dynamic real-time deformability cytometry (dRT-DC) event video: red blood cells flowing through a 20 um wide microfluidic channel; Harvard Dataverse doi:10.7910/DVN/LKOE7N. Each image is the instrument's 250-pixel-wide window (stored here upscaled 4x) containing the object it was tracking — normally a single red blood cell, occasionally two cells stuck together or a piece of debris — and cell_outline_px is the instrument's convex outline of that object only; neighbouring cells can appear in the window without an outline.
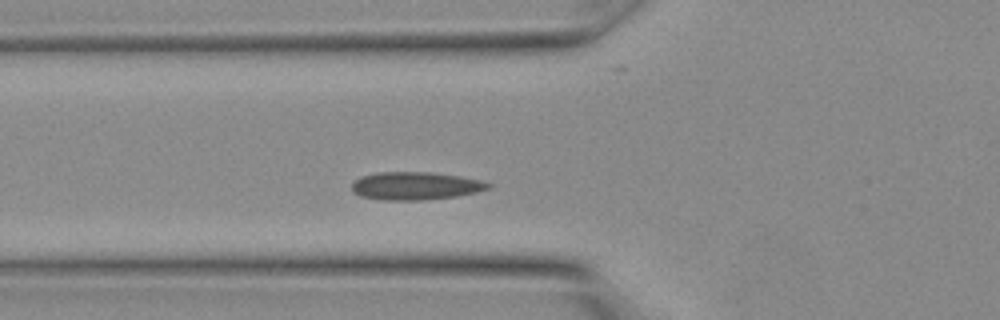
{"species": "Egyptian fruit bat (a non-hibernating species)", "species_latin": "Rousettus aegyptiacus", "temperature_condition": "warm", "stored_images_in_passage": 17, "camera_frame_rate_fps": 3000, "um_per_image_px": 0.085, "animal": {"sex": "female"}, "frame": {"image": 1, "passage_image": 6, "time_ms": 1.667, "image_size_px": [1000, 320], "cell_outline_px": [[492, 184], [488, 188], [476, 192], [456, 196], [424, 200], [380, 200], [360, 196], [352, 192], [352, 184], [360, 176], [380, 172], [432, 172], [460, 176], [480, 180]], "centroid_in_image_um": [35.28, 15.8], "position_along_channel_um": 90.5, "area_um2": 22.2}}
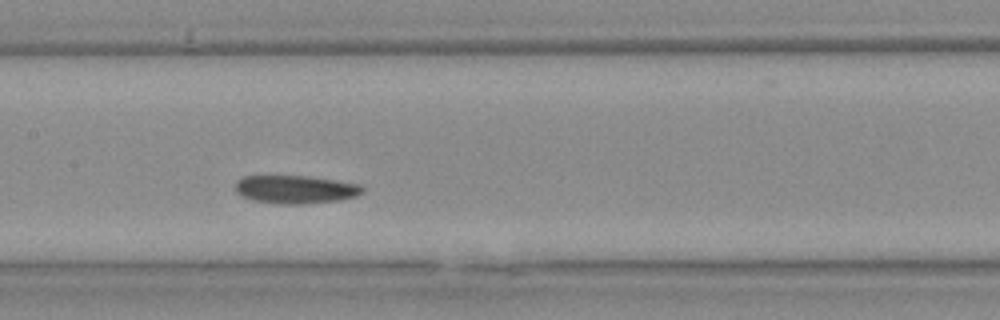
{"frame": {"image": 2, "passage_image": 10, "time_ms": 3.0, "image_size_px": [1000, 320], "cell_outline_px": [[364, 192], [356, 196], [340, 200], [300, 204], [284, 204], [252, 200], [236, 192], [236, 180], [244, 176], [308, 176], [360, 184], [364, 188]], "centroid_in_image_um": [25.14, 16.09], "position_along_channel_um": 182.3, "area_um2": 20.75}}
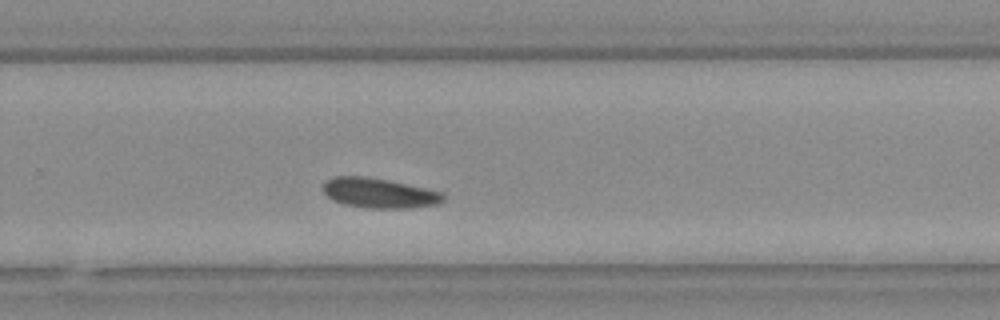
{"frame": {"image": 3, "passage_image": 15, "time_ms": 4.667, "image_size_px": [1000, 320], "cell_outline_px": [[444, 200], [440, 204], [412, 208], [368, 208], [344, 204], [332, 200], [324, 192], [324, 180], [332, 176], [368, 176], [444, 192]], "centroid_in_image_um": [32.24, 16.41], "position_along_channel_um": 297.6, "area_um2": 21.1}}